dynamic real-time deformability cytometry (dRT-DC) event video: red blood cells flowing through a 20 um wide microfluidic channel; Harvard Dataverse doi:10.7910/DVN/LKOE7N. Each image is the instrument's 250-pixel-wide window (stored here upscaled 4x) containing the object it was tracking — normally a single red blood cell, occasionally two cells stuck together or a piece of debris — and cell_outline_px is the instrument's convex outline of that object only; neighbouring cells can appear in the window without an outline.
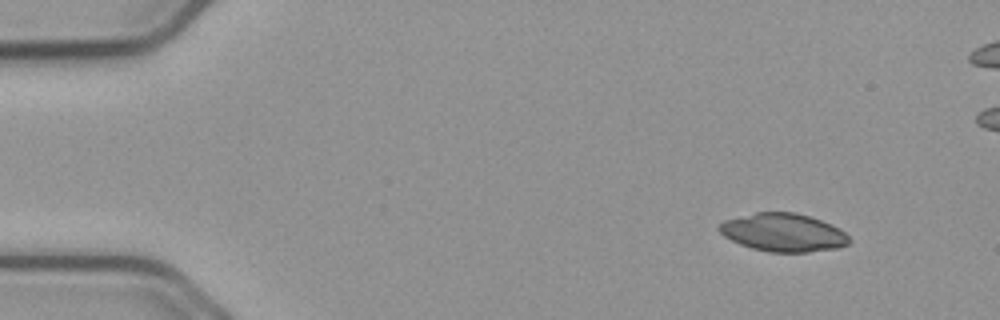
{"species": "common noctule bat (a hibernating species)", "species_latin": "Nyctalus noctula", "temperature_condition": "cold", "stored_images_in_passage": 51, "camera_frame_rate_fps": 3000, "um_per_image_px": 0.085, "animal": {"sex": "male", "body_mass_g": 23.1, "forearm_length_mm": 52.7}, "frame": {"image": 1, "passage_image": 1, "time_ms": 0.0, "image_size_px": [1000, 320], "cell_outline_px": [[852, 240], [848, 244], [836, 248], [808, 252], [768, 252], [752, 248], [740, 244], [724, 236], [716, 228], [724, 220], [756, 212], [796, 212], [820, 220], [840, 228]], "centroid_in_image_um": [66.57, 19.76], "position_along_channel_um": 18.4, "area_um2": 28.84}}